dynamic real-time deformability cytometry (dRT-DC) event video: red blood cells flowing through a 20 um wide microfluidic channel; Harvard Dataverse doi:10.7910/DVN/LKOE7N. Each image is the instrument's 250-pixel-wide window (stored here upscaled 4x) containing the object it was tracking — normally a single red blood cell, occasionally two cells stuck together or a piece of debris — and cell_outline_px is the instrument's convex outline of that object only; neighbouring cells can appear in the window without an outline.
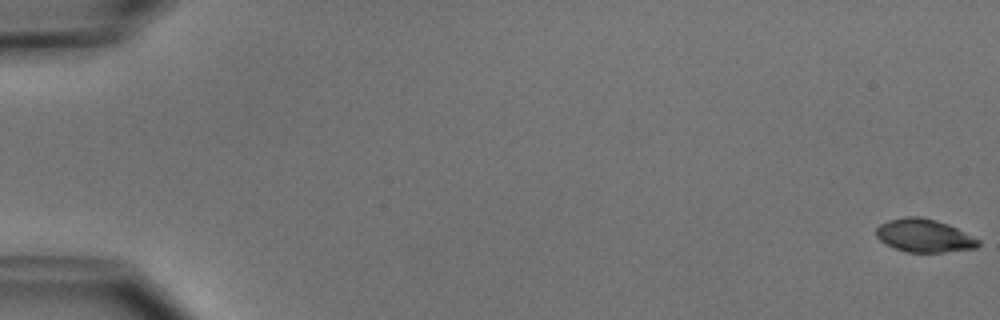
{"species": "common noctule bat (a hibernating species)", "species_latin": "Nyctalus noctula", "temperature_condition": "cold", "stored_images_in_passage": 8, "camera_frame_rate_fps": 3000, "um_per_image_px": 0.085, "animal": {"sex": "male", "body_mass_g": 15.6}, "frame": {"image": 1, "passage_image": 1, "time_ms": 0.0, "image_size_px": [1000, 320], "cell_outline_px": [[980, 244], [976, 248], [944, 252], [908, 252], [896, 248], [880, 240], [876, 236], [876, 228], [880, 224], [888, 220], [904, 216], [920, 216], [936, 220], [948, 224], [980, 240]], "centroid_in_image_um": [78.55, 20.01], "position_along_channel_um": 6.4, "area_um2": 19.59}}
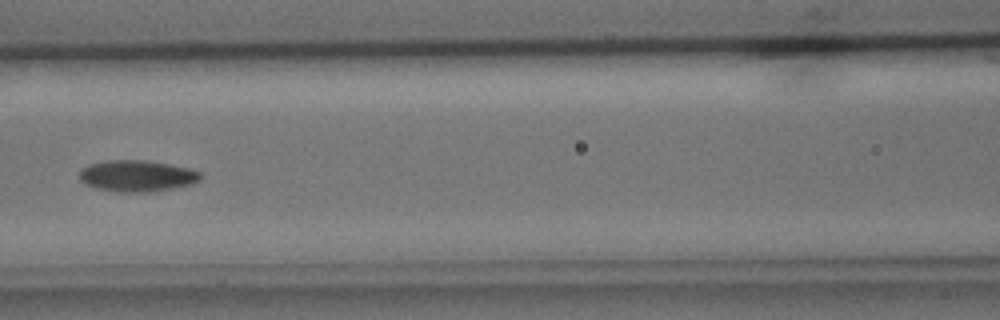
{"frame": {"image": 2, "passage_image": 7, "time_ms": 8.0, "image_size_px": [1000, 320], "cell_outline_px": [[204, 176], [200, 180], [192, 184], [152, 192], [116, 192], [96, 188], [84, 184], [80, 180], [80, 172], [88, 164], [104, 160], [148, 160], [188, 168], [200, 172]], "centroid_in_image_um": [11.65, 14.95], "position_along_channel_um": 155.0, "area_um2": 22.31}}
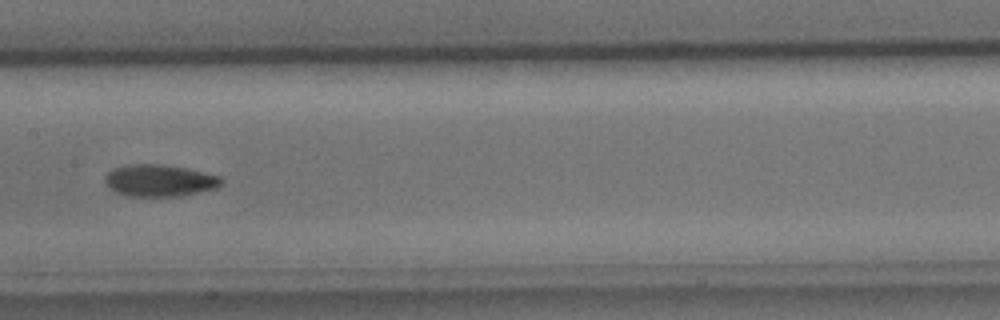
{"frame": {"image": 3, "passage_image": 8, "time_ms": 9.0, "image_size_px": [1000, 320], "cell_outline_px": [[224, 184], [216, 188], [180, 196], [128, 196], [116, 192], [104, 180], [104, 176], [112, 168], [132, 164], [156, 164], [184, 168], [204, 172], [220, 176], [224, 180]], "centroid_in_image_um": [13.58, 15.34], "position_along_channel_um": 193.8, "area_um2": 21.5}}